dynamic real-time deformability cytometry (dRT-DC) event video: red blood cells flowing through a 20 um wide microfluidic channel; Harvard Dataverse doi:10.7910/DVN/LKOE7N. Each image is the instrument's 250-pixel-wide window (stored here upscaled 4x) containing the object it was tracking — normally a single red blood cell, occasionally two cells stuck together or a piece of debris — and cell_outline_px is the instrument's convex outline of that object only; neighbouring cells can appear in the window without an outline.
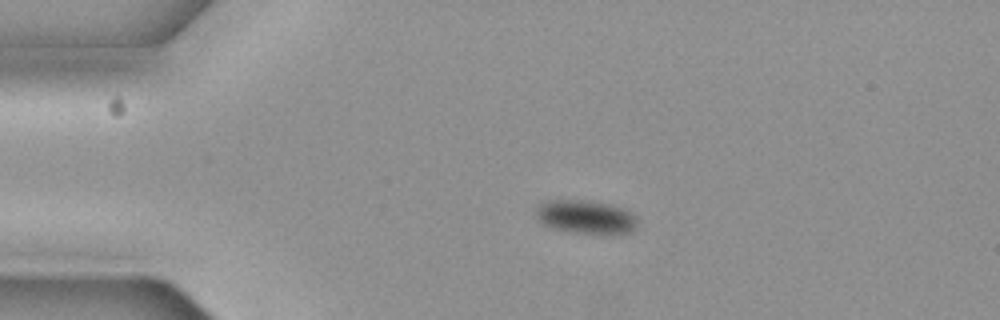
{"species": "common noctule bat (a hibernating species)", "species_latin": "Nyctalus noctula", "temperature_condition": "cold", "stored_images_in_passage": 5, "camera_frame_rate_fps": 3000, "um_per_image_px": 0.085, "animal": {"sex": "female", "body_mass_g": 19.3, "forearm_length_mm": 54.1}, "frame": {"image": 1, "passage_image": 2, "time_ms": 0.333, "image_size_px": [1000, 320], "cell_outline_px": [[636, 228], [632, 232], [604, 236], [572, 232], [552, 228], [544, 224], [536, 216], [536, 208], [544, 200], [584, 200], [608, 204], [620, 208], [628, 212], [636, 220]], "centroid_in_image_um": [49.77, 18.48], "position_along_channel_um": 35.2, "area_um2": 20.0}}
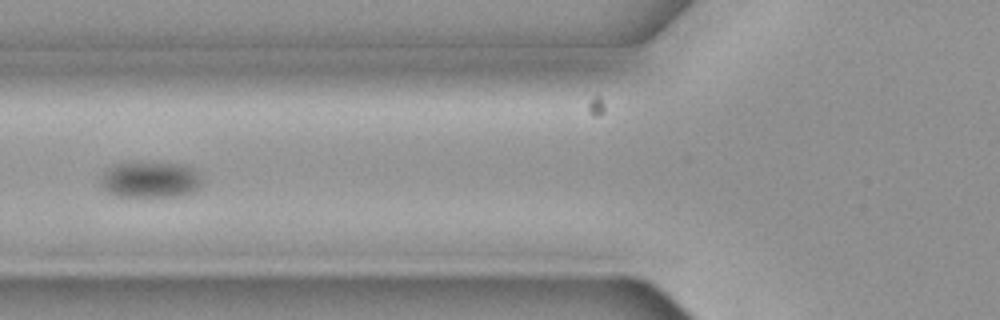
{"frame": {"image": 2, "passage_image": 5, "time_ms": 1.333, "image_size_px": [1000, 320], "cell_outline_px": [[204, 180], [200, 188], [192, 192], [180, 196], [120, 196], [108, 192], [96, 180], [108, 168], [116, 164], [180, 164], [192, 168]], "centroid_in_image_um": [12.78, 15.3], "position_along_channel_um": 113.0, "area_um2": 21.04}}